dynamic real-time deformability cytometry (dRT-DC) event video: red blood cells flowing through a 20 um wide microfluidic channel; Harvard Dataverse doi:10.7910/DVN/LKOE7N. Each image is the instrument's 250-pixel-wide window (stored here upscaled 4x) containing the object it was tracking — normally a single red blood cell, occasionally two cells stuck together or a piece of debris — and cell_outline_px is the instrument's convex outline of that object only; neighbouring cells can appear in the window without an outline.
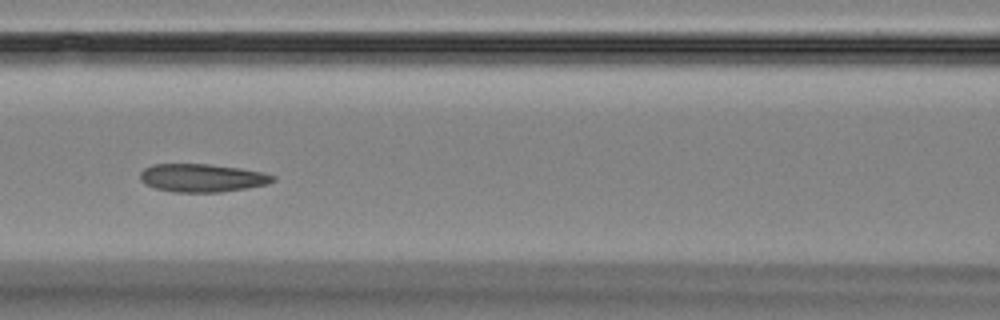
{"species": "Egyptian fruit bat (a non-hibernating species)", "species_latin": "Rousettus aegyptiacus", "temperature_condition": "room temperature", "stored_images_in_passage": 11, "camera_frame_rate_fps": 3000, "um_per_image_px": 0.085, "animal": {"sex": "female"}, "frame": {"image": 1, "passage_image": 7, "time_ms": 7.667, "image_size_px": [1000, 320], "cell_outline_px": [[276, 180], [268, 184], [220, 192], [176, 192], [156, 188], [144, 184], [140, 180], [140, 172], [144, 168], [152, 164], [208, 164], [240, 168], [260, 172], [276, 176]], "centroid_in_image_um": [17.15, 15.12], "position_along_channel_um": 149.4, "area_um2": 21.68}}
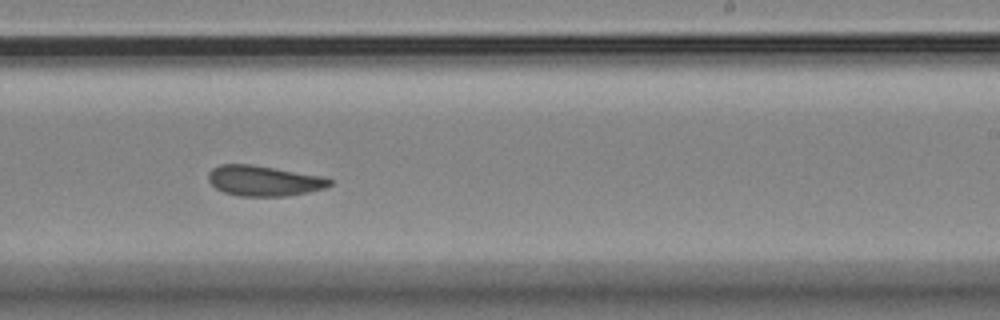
{"frame": {"image": 2, "passage_image": 10, "time_ms": 11.0, "image_size_px": [1000, 320], "cell_outline_px": [[332, 184], [324, 188], [308, 192], [288, 196], [240, 196], [224, 192], [216, 188], [208, 180], [208, 172], [212, 168], [220, 164], [252, 164], [328, 176], [332, 180]], "centroid_in_image_um": [22.47, 15.35], "position_along_channel_um": 266.5, "area_um2": 21.85}}
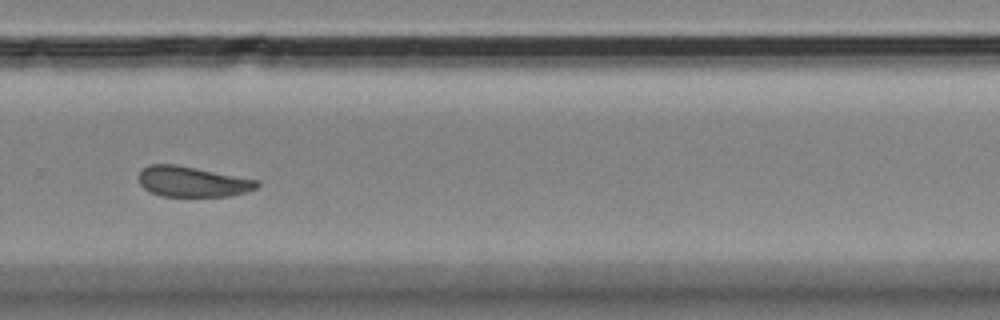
{"frame": {"image": 3, "passage_image": 11, "time_ms": 12.333, "image_size_px": [1000, 320], "cell_outline_px": [[260, 184], [256, 188], [248, 192], [232, 196], [160, 196], [144, 188], [140, 184], [136, 176], [148, 164], [176, 164], [260, 180]], "centroid_in_image_um": [16.37, 15.44], "position_along_channel_um": 313.4, "area_um2": 21.21}}